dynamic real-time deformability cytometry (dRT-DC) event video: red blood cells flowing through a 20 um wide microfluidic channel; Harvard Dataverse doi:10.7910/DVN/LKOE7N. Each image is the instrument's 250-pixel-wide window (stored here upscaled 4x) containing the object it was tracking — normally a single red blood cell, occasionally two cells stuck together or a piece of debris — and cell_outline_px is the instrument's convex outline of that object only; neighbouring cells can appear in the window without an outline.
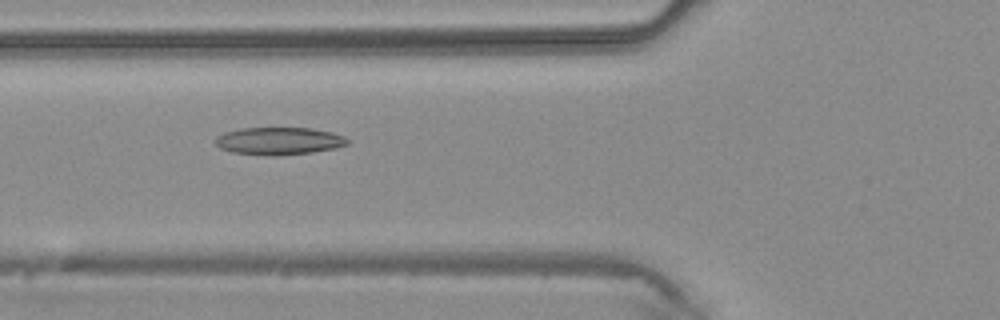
{"species": "common noctule bat (a hibernating species)", "species_latin": "Nyctalus noctula", "temperature_condition": "warm", "stored_images_in_passage": 31, "camera_frame_rate_fps": 3000, "um_per_image_px": 0.085, "animal": {"sex": "male", "body_mass_g": 20.4}, "frame": {"image": 1, "passage_image": 7, "time_ms": 2.0, "image_size_px": [1000, 320], "cell_outline_px": [[348, 144], [336, 148], [312, 152], [272, 156], [232, 152], [220, 148], [216, 144], [216, 136], [224, 132], [240, 128], [312, 128], [332, 132], [344, 136], [348, 140]], "centroid_in_image_um": [23.71, 11.98], "position_along_channel_um": 102.1, "area_um2": 21.15}}
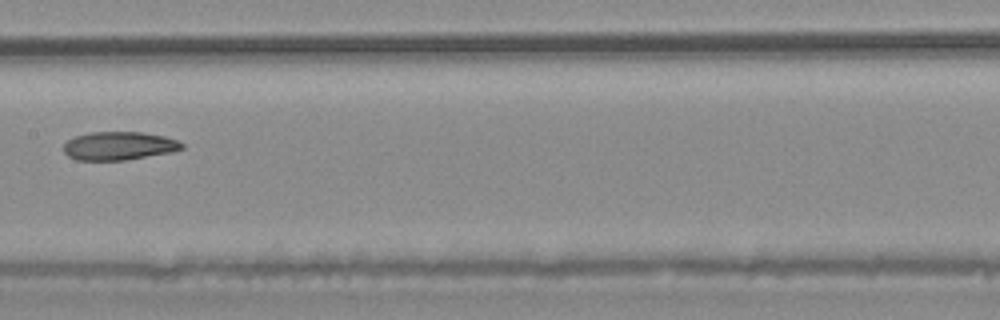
{"frame": {"image": 2, "passage_image": 13, "time_ms": 4.0, "image_size_px": [1000, 320], "cell_outline_px": [[184, 148], [172, 152], [124, 160], [76, 160], [68, 156], [64, 152], [64, 144], [68, 140], [76, 136], [92, 132], [144, 132], [164, 136], [176, 140], [184, 144]], "centroid_in_image_um": [10.12, 12.4], "position_along_channel_um": 197.3, "area_um2": 19.48}}
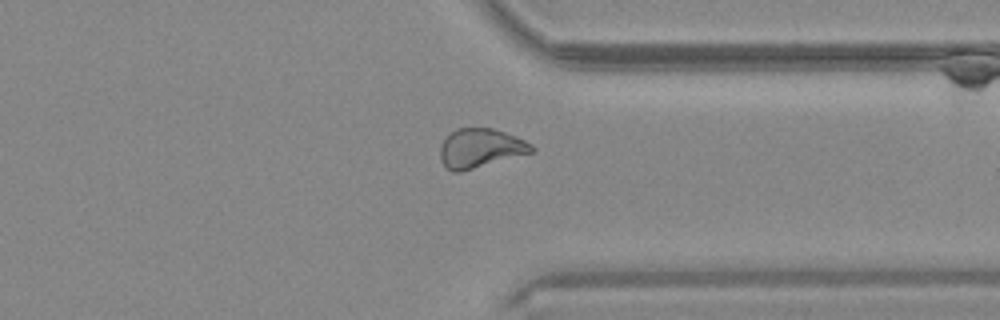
{"frame": {"image": 3, "passage_image": 24, "time_ms": 7.667, "image_size_px": [1000, 320], "cell_outline_px": [[536, 148], [532, 152], [460, 172], [452, 172], [440, 160], [440, 148], [444, 140], [456, 128], [492, 128], [516, 136], [532, 144]], "centroid_in_image_um": [40.83, 12.59], "position_along_channel_um": 370.6, "area_um2": 20.58}}